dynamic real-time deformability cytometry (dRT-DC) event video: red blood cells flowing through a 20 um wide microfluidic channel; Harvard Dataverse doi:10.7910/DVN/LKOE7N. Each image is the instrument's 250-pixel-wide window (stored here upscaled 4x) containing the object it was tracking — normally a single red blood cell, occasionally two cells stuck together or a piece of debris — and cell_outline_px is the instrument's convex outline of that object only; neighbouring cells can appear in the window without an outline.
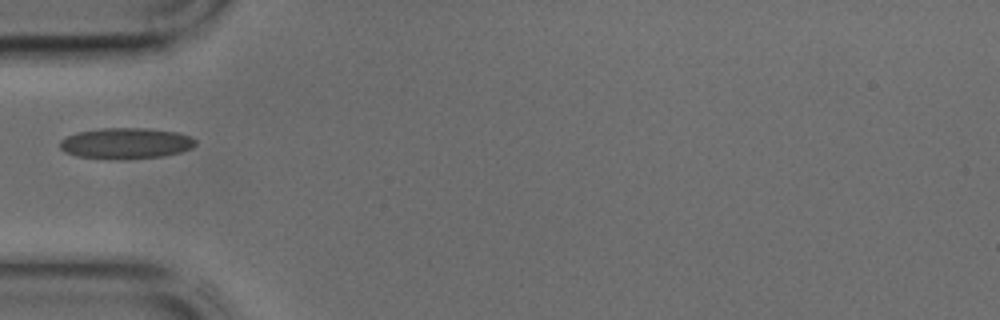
{"species": "common noctule bat (a hibernating species)", "species_latin": "Nyctalus noctula", "temperature_condition": "cold", "stored_images_in_passage": 27, "camera_frame_rate_fps": 3000, "um_per_image_px": 0.085, "animal": {"sex": "male", "body_mass_g": 17.9, "forearm_length_mm": 54.2}, "frame": {"image": 1, "passage_image": 1, "time_ms": 0.0, "image_size_px": [1000, 320], "cell_outline_px": [[196, 144], [192, 148], [180, 152], [164, 156], [124, 160], [108, 160], [76, 156], [64, 152], [60, 148], [60, 140], [76, 132], [100, 128], [152, 128], [180, 132], [192, 136], [196, 140]], "centroid_in_image_um": [10.72, 12.19], "position_along_channel_um": 74.3, "area_um2": 25.14}}
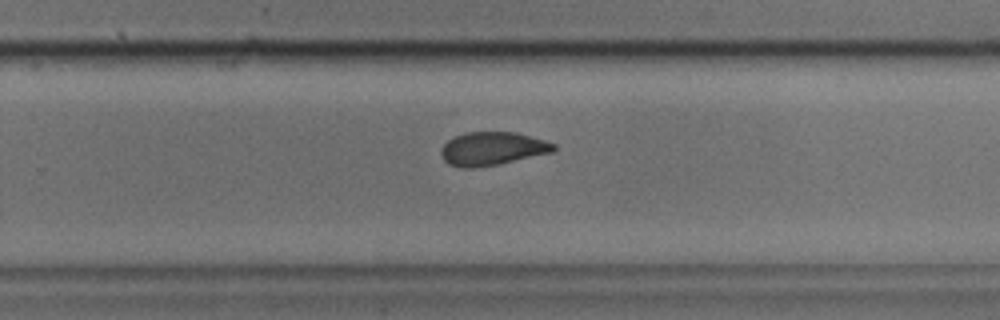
{"frame": {"image": 2, "passage_image": 15, "time_ms": 4.667, "image_size_px": [1000, 320], "cell_outline_px": [[556, 148], [552, 152], [500, 164], [472, 168], [464, 168], [448, 164], [444, 160], [440, 152], [444, 144], [448, 140], [456, 136], [468, 132], [516, 132], [544, 140], [556, 144]], "centroid_in_image_um": [41.85, 12.64], "position_along_channel_um": 288.0, "area_um2": 21.79}}
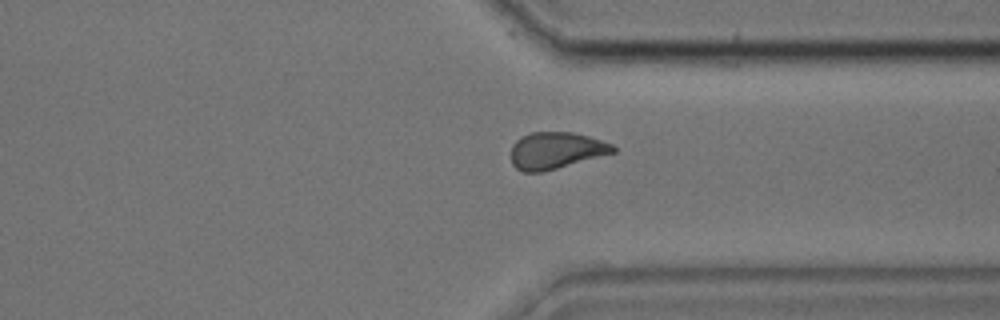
{"frame": {"image": 3, "passage_image": 20, "time_ms": 6.333, "image_size_px": [1000, 320], "cell_outline_px": [[616, 152], [556, 168], [540, 172], [524, 172], [516, 168], [512, 164], [512, 144], [520, 136], [528, 132], [572, 132], [588, 136], [612, 144], [616, 148]], "centroid_in_image_um": [47.23, 12.78], "position_along_channel_um": 364.2, "area_um2": 21.73}}